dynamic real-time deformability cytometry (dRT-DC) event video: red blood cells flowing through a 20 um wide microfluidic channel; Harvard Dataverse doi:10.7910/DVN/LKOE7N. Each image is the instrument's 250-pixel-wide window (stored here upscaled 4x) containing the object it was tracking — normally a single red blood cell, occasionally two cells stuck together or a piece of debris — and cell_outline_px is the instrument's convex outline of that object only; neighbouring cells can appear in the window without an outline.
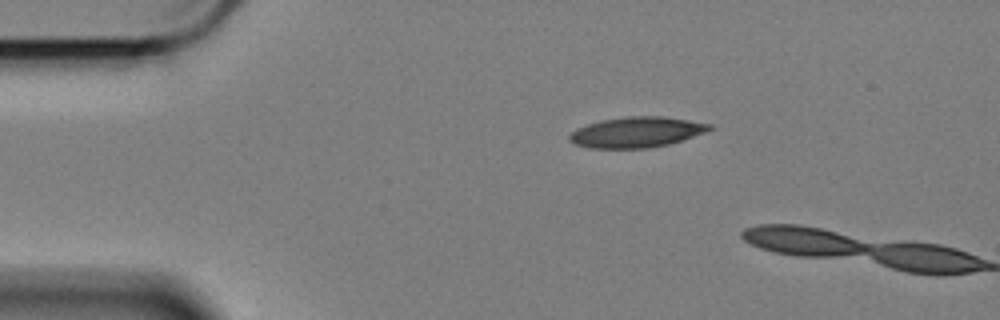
{"species": "Egyptian fruit bat (a non-hibernating species)", "species_latin": "Rousettus aegyptiacus", "temperature_condition": "cold", "stored_images_in_passage": 2, "camera_frame_rate_fps": 3000, "um_per_image_px": 0.085, "animal": {"sex": "female"}, "frame": {"image": 1, "passage_image": 1, "time_ms": 0.0, "image_size_px": [1000, 320], "cell_outline_px": [[716, 128], [668, 144], [648, 148], [588, 148], [576, 144], [568, 140], [568, 136], [576, 128], [588, 124], [604, 120], [628, 116], [664, 116], [712, 124]], "centroid_in_image_um": [54.1, 11.23], "position_along_channel_um": 30.9, "area_um2": 24.74}}